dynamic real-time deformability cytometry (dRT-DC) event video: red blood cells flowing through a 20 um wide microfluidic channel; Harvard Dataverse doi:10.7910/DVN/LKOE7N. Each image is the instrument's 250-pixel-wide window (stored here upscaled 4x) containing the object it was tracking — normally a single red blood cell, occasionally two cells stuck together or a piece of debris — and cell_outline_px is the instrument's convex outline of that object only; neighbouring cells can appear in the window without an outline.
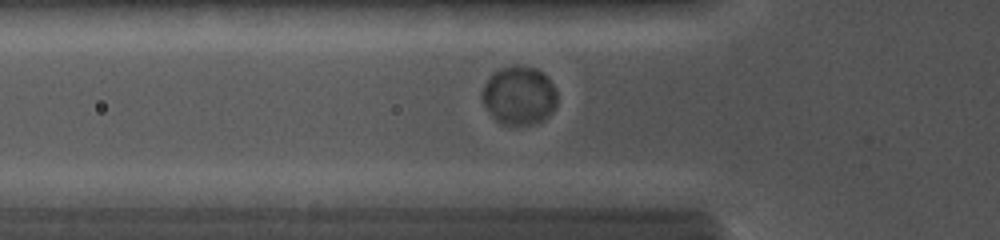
{"species": "common noctule bat (a hibernating species)", "species_latin": "Nyctalus noctula", "temperature_condition": "cold", "stored_images_in_passage": 21, "camera_frame_rate_fps": 5000, "um_per_image_px": 0.085, "animal": {"sex": "female", "body_mass_g": 19.0, "forearm_length_mm": 56.7}, "frame": {"image": 1, "passage_image": 12, "time_ms": 4.4, "image_size_px": [1000, 240], "cell_outline_px": [[556, 104], [552, 112], [544, 120], [532, 124], [504, 124], [496, 120], [492, 116], [484, 104], [480, 96], [480, 92], [484, 84], [500, 68], [516, 64], [536, 68], [544, 72], [548, 76], [556, 92]], "centroid_in_image_um": [44.13, 8.1], "position_along_channel_um": 81.7, "area_um2": 25.66}}
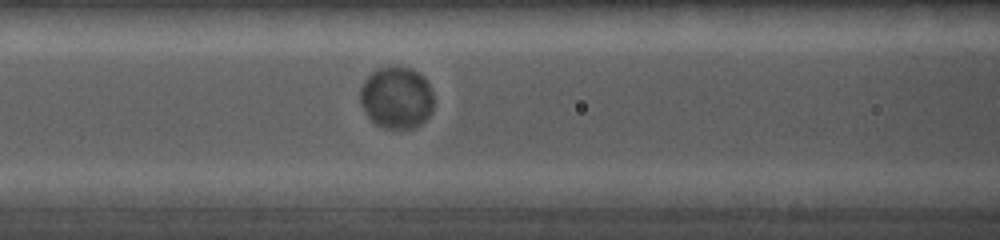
{"frame": {"image": 2, "passage_image": 15, "time_ms": 5.6, "image_size_px": [1000, 240], "cell_outline_px": [[432, 112], [416, 128], [384, 128], [376, 124], [368, 116], [360, 100], [360, 88], [364, 80], [376, 68], [392, 64], [412, 68], [424, 76], [432, 92]], "centroid_in_image_um": [33.7, 8.25], "position_along_channel_um": 132.9, "area_um2": 26.82}}
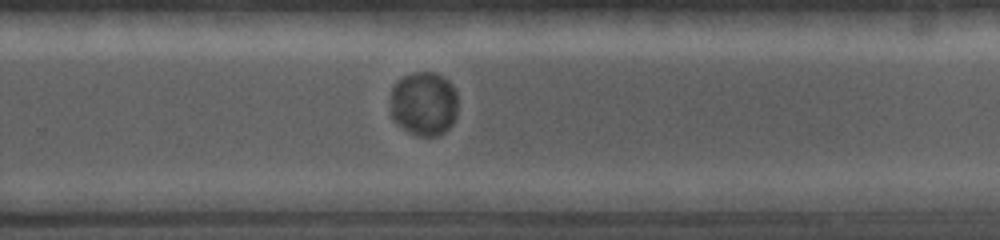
{"frame": {"image": 3, "passage_image": 21, "time_ms": 9.4, "image_size_px": [1000, 240], "cell_outline_px": [[456, 116], [452, 124], [444, 132], [436, 136], [416, 136], [408, 132], [396, 124], [392, 120], [392, 88], [396, 80], [412, 72], [432, 72], [448, 80], [452, 84], [456, 92]], "centroid_in_image_um": [36.02, 8.82], "position_along_channel_um": 293.8, "area_um2": 25.32}}